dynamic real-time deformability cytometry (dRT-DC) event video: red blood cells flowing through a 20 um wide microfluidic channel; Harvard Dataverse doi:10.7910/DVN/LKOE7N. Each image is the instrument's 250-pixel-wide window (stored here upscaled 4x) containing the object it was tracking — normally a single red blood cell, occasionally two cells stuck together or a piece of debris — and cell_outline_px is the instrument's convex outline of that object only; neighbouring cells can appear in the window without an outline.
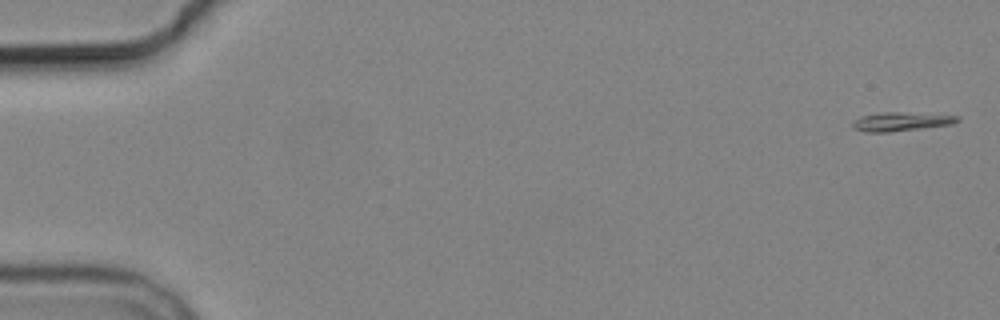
{"species": "common noctule bat (a hibernating species)", "species_latin": "Nyctalus noctula", "temperature_condition": "cold", "stored_images_in_passage": 6, "camera_frame_rate_fps": 3000, "um_per_image_px": 0.085, "animal": {"sex": "male", "body_mass_g": 19.2, "forearm_length_mm": 51.8}, "frame": {"image": 1, "passage_image": 1, "time_ms": 0.0, "image_size_px": [1000, 320], "cell_outline_px": [[960, 120], [952, 124], [888, 132], [868, 132], [856, 128], [852, 124], [860, 116], [880, 112], [900, 112], [960, 116]], "centroid_in_image_um": [76.61, 10.32], "position_along_channel_um": 8.4, "area_um2": 11.21}}